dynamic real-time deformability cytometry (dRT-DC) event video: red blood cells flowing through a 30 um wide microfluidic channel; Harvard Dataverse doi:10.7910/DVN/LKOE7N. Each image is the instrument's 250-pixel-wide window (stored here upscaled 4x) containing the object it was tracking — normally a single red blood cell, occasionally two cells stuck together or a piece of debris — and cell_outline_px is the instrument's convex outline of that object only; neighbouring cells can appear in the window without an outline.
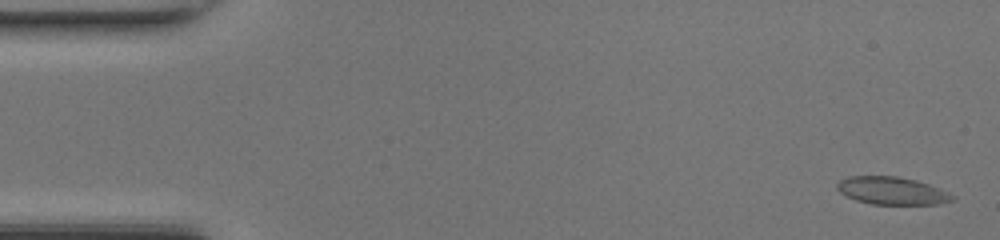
{"species": "common noctule bat (a hibernating species)", "species_latin": "Nyctalus noctula", "temperature_condition": "room temperature", "stored_images_in_passage": 48, "camera_frame_rate_fps": 3000, "um_per_image_px": 0.085, "animal": {"sex": "female", "body_mass_g": 17.0, "forearm_length_mm": 48.0}, "frame": {"image": 1, "passage_image": 2, "time_ms": 0.333, "image_size_px": [1000, 240], "cell_outline_px": [[956, 200], [936, 204], [872, 204], [856, 200], [840, 192], [836, 188], [836, 184], [840, 180], [848, 176], [896, 176], [916, 180], [940, 188], [956, 196]], "centroid_in_image_um": [75.84, 16.21], "position_along_channel_um": 9.2, "area_um2": 18.61}}
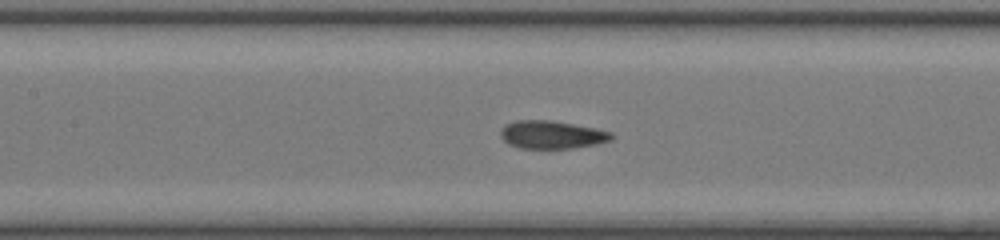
{"frame": {"image": 2, "passage_image": 22, "time_ms": 7.0, "image_size_px": [1000, 240], "cell_outline_px": [[616, 136], [612, 140], [596, 144], [572, 148], [520, 148], [508, 144], [500, 136], [500, 132], [504, 124], [516, 120], [552, 120], [596, 128], [612, 132]], "centroid_in_image_um": [46.92, 11.44], "position_along_channel_um": 160.5, "area_um2": 18.26}}
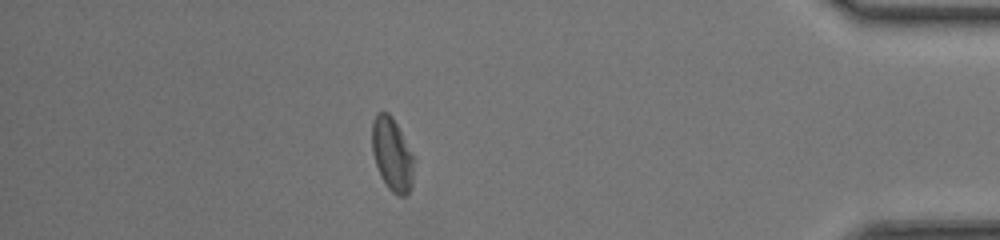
{"frame": {"image": 3, "passage_image": 42, "time_ms": 13.667, "image_size_px": [1000, 240], "cell_outline_px": [[416, 160], [412, 184], [408, 192], [404, 196], [400, 196], [392, 192], [388, 188], [380, 176], [372, 152], [372, 120], [376, 112], [388, 112], [392, 116], [412, 152]], "centroid_in_image_um": [33.34, 13.12], "position_along_channel_um": 401.9, "area_um2": 18.15}, "authors_computed_cell_mechanics": {"area_um2": 18.2648, "velocity_mm_per_s": 4.318, "shape_relaxation_time_tau1_ms": null, "shape_relaxation_time_tau2_ms": 1.8303, "deformation_change_tau1": null, "deformation_change_tau2": 0.081}}